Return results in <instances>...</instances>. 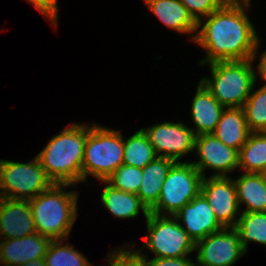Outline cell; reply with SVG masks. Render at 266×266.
I'll return each instance as SVG.
<instances>
[{
    "instance_id": "1",
    "label": "cell",
    "mask_w": 266,
    "mask_h": 266,
    "mask_svg": "<svg viewBox=\"0 0 266 266\" xmlns=\"http://www.w3.org/2000/svg\"><path fill=\"white\" fill-rule=\"evenodd\" d=\"M250 1L227 0L197 23L199 30L191 40L206 51L201 65L248 59L255 61L260 39L245 11L250 8Z\"/></svg>"
},
{
    "instance_id": "2",
    "label": "cell",
    "mask_w": 266,
    "mask_h": 266,
    "mask_svg": "<svg viewBox=\"0 0 266 266\" xmlns=\"http://www.w3.org/2000/svg\"><path fill=\"white\" fill-rule=\"evenodd\" d=\"M88 125L72 123L52 137L39 154L47 177L55 184L82 182V163Z\"/></svg>"
},
{
    "instance_id": "3",
    "label": "cell",
    "mask_w": 266,
    "mask_h": 266,
    "mask_svg": "<svg viewBox=\"0 0 266 266\" xmlns=\"http://www.w3.org/2000/svg\"><path fill=\"white\" fill-rule=\"evenodd\" d=\"M71 184L53 183L29 201L36 232L51 240H68L77 218L78 192L63 188Z\"/></svg>"
},
{
    "instance_id": "4",
    "label": "cell",
    "mask_w": 266,
    "mask_h": 266,
    "mask_svg": "<svg viewBox=\"0 0 266 266\" xmlns=\"http://www.w3.org/2000/svg\"><path fill=\"white\" fill-rule=\"evenodd\" d=\"M209 66L211 78L204 77L200 81L212 96L225 108L243 107L256 85L251 59L215 62Z\"/></svg>"
},
{
    "instance_id": "5",
    "label": "cell",
    "mask_w": 266,
    "mask_h": 266,
    "mask_svg": "<svg viewBox=\"0 0 266 266\" xmlns=\"http://www.w3.org/2000/svg\"><path fill=\"white\" fill-rule=\"evenodd\" d=\"M123 158V136L118 130L105 128L98 123L88 125L82 163V182H86L89 175L105 181L123 164Z\"/></svg>"
},
{
    "instance_id": "6",
    "label": "cell",
    "mask_w": 266,
    "mask_h": 266,
    "mask_svg": "<svg viewBox=\"0 0 266 266\" xmlns=\"http://www.w3.org/2000/svg\"><path fill=\"white\" fill-rule=\"evenodd\" d=\"M202 174L191 162H176L166 176L159 199L150 212L174 216L201 192Z\"/></svg>"
},
{
    "instance_id": "7",
    "label": "cell",
    "mask_w": 266,
    "mask_h": 266,
    "mask_svg": "<svg viewBox=\"0 0 266 266\" xmlns=\"http://www.w3.org/2000/svg\"><path fill=\"white\" fill-rule=\"evenodd\" d=\"M52 184L37 156L27 163L0 160V198L30 201Z\"/></svg>"
},
{
    "instance_id": "8",
    "label": "cell",
    "mask_w": 266,
    "mask_h": 266,
    "mask_svg": "<svg viewBox=\"0 0 266 266\" xmlns=\"http://www.w3.org/2000/svg\"><path fill=\"white\" fill-rule=\"evenodd\" d=\"M146 225L144 248L154 253V258H181L195 250L194 241L174 216L150 212Z\"/></svg>"
},
{
    "instance_id": "9",
    "label": "cell",
    "mask_w": 266,
    "mask_h": 266,
    "mask_svg": "<svg viewBox=\"0 0 266 266\" xmlns=\"http://www.w3.org/2000/svg\"><path fill=\"white\" fill-rule=\"evenodd\" d=\"M195 250V266H232L246 253L234 227L223 228L197 241Z\"/></svg>"
},
{
    "instance_id": "10",
    "label": "cell",
    "mask_w": 266,
    "mask_h": 266,
    "mask_svg": "<svg viewBox=\"0 0 266 266\" xmlns=\"http://www.w3.org/2000/svg\"><path fill=\"white\" fill-rule=\"evenodd\" d=\"M147 135L156 155L179 162L181 157L194 152L196 135L182 122H162L141 128Z\"/></svg>"
},
{
    "instance_id": "11",
    "label": "cell",
    "mask_w": 266,
    "mask_h": 266,
    "mask_svg": "<svg viewBox=\"0 0 266 266\" xmlns=\"http://www.w3.org/2000/svg\"><path fill=\"white\" fill-rule=\"evenodd\" d=\"M198 161L191 162L193 166L206 177V168L214 170L211 176H229V172L238 169L239 151L225 145L213 133L196 136L194 151Z\"/></svg>"
},
{
    "instance_id": "12",
    "label": "cell",
    "mask_w": 266,
    "mask_h": 266,
    "mask_svg": "<svg viewBox=\"0 0 266 266\" xmlns=\"http://www.w3.org/2000/svg\"><path fill=\"white\" fill-rule=\"evenodd\" d=\"M201 193L207 199L218 222L224 227H235L241 214L237 190L233 178L229 176L204 177ZM237 217V218H236Z\"/></svg>"
},
{
    "instance_id": "13",
    "label": "cell",
    "mask_w": 266,
    "mask_h": 266,
    "mask_svg": "<svg viewBox=\"0 0 266 266\" xmlns=\"http://www.w3.org/2000/svg\"><path fill=\"white\" fill-rule=\"evenodd\" d=\"M174 217L180 224L183 223L181 227L194 243L224 228L216 219L211 206L201 192L184 205Z\"/></svg>"
},
{
    "instance_id": "14",
    "label": "cell",
    "mask_w": 266,
    "mask_h": 266,
    "mask_svg": "<svg viewBox=\"0 0 266 266\" xmlns=\"http://www.w3.org/2000/svg\"><path fill=\"white\" fill-rule=\"evenodd\" d=\"M36 232L28 200L0 198V236L4 240Z\"/></svg>"
},
{
    "instance_id": "15",
    "label": "cell",
    "mask_w": 266,
    "mask_h": 266,
    "mask_svg": "<svg viewBox=\"0 0 266 266\" xmlns=\"http://www.w3.org/2000/svg\"><path fill=\"white\" fill-rule=\"evenodd\" d=\"M52 240L34 233L21 238L0 241V265L22 266L27 262L44 258Z\"/></svg>"
},
{
    "instance_id": "16",
    "label": "cell",
    "mask_w": 266,
    "mask_h": 266,
    "mask_svg": "<svg viewBox=\"0 0 266 266\" xmlns=\"http://www.w3.org/2000/svg\"><path fill=\"white\" fill-rule=\"evenodd\" d=\"M225 109L206 86L199 81L191 103V119L195 125L192 129L196 136L213 133Z\"/></svg>"
},
{
    "instance_id": "17",
    "label": "cell",
    "mask_w": 266,
    "mask_h": 266,
    "mask_svg": "<svg viewBox=\"0 0 266 266\" xmlns=\"http://www.w3.org/2000/svg\"><path fill=\"white\" fill-rule=\"evenodd\" d=\"M144 2L169 29L182 34L197 32V22L180 0H144Z\"/></svg>"
},
{
    "instance_id": "18",
    "label": "cell",
    "mask_w": 266,
    "mask_h": 266,
    "mask_svg": "<svg viewBox=\"0 0 266 266\" xmlns=\"http://www.w3.org/2000/svg\"><path fill=\"white\" fill-rule=\"evenodd\" d=\"M250 133L243 108L229 107L223 110L213 135L225 145L240 151Z\"/></svg>"
},
{
    "instance_id": "19",
    "label": "cell",
    "mask_w": 266,
    "mask_h": 266,
    "mask_svg": "<svg viewBox=\"0 0 266 266\" xmlns=\"http://www.w3.org/2000/svg\"><path fill=\"white\" fill-rule=\"evenodd\" d=\"M175 163L168 157L157 156L142 168L143 179L136 195L149 210L157 203L163 182Z\"/></svg>"
},
{
    "instance_id": "20",
    "label": "cell",
    "mask_w": 266,
    "mask_h": 266,
    "mask_svg": "<svg viewBox=\"0 0 266 266\" xmlns=\"http://www.w3.org/2000/svg\"><path fill=\"white\" fill-rule=\"evenodd\" d=\"M101 182L107 184L100 196L101 202L116 218H135L141 210L145 218H148L150 210L135 193L115 189L106 181Z\"/></svg>"
},
{
    "instance_id": "21",
    "label": "cell",
    "mask_w": 266,
    "mask_h": 266,
    "mask_svg": "<svg viewBox=\"0 0 266 266\" xmlns=\"http://www.w3.org/2000/svg\"><path fill=\"white\" fill-rule=\"evenodd\" d=\"M233 180L239 208L246 205L242 212H266V180L262 173L243 172Z\"/></svg>"
},
{
    "instance_id": "22",
    "label": "cell",
    "mask_w": 266,
    "mask_h": 266,
    "mask_svg": "<svg viewBox=\"0 0 266 266\" xmlns=\"http://www.w3.org/2000/svg\"><path fill=\"white\" fill-rule=\"evenodd\" d=\"M263 173L266 169V132H251L239 151L238 169Z\"/></svg>"
},
{
    "instance_id": "23",
    "label": "cell",
    "mask_w": 266,
    "mask_h": 266,
    "mask_svg": "<svg viewBox=\"0 0 266 266\" xmlns=\"http://www.w3.org/2000/svg\"><path fill=\"white\" fill-rule=\"evenodd\" d=\"M123 148L124 165L144 168L157 157L153 146L142 129H139L126 140L123 138Z\"/></svg>"
},
{
    "instance_id": "24",
    "label": "cell",
    "mask_w": 266,
    "mask_h": 266,
    "mask_svg": "<svg viewBox=\"0 0 266 266\" xmlns=\"http://www.w3.org/2000/svg\"><path fill=\"white\" fill-rule=\"evenodd\" d=\"M236 226L240 243L247 252L248 243L266 246V212H241Z\"/></svg>"
},
{
    "instance_id": "25",
    "label": "cell",
    "mask_w": 266,
    "mask_h": 266,
    "mask_svg": "<svg viewBox=\"0 0 266 266\" xmlns=\"http://www.w3.org/2000/svg\"><path fill=\"white\" fill-rule=\"evenodd\" d=\"M64 244V239L50 242L44 256L46 266H93L82 252L69 244Z\"/></svg>"
},
{
    "instance_id": "26",
    "label": "cell",
    "mask_w": 266,
    "mask_h": 266,
    "mask_svg": "<svg viewBox=\"0 0 266 266\" xmlns=\"http://www.w3.org/2000/svg\"><path fill=\"white\" fill-rule=\"evenodd\" d=\"M250 92L243 105L250 132H266V86Z\"/></svg>"
},
{
    "instance_id": "27",
    "label": "cell",
    "mask_w": 266,
    "mask_h": 266,
    "mask_svg": "<svg viewBox=\"0 0 266 266\" xmlns=\"http://www.w3.org/2000/svg\"><path fill=\"white\" fill-rule=\"evenodd\" d=\"M142 176V168L122 164L105 181L115 189L137 194Z\"/></svg>"
},
{
    "instance_id": "28",
    "label": "cell",
    "mask_w": 266,
    "mask_h": 266,
    "mask_svg": "<svg viewBox=\"0 0 266 266\" xmlns=\"http://www.w3.org/2000/svg\"><path fill=\"white\" fill-rule=\"evenodd\" d=\"M226 1L227 0H180L197 23L202 17L205 18L218 10Z\"/></svg>"
},
{
    "instance_id": "29",
    "label": "cell",
    "mask_w": 266,
    "mask_h": 266,
    "mask_svg": "<svg viewBox=\"0 0 266 266\" xmlns=\"http://www.w3.org/2000/svg\"><path fill=\"white\" fill-rule=\"evenodd\" d=\"M128 247L124 245L121 249L110 251L111 253L106 258L108 266H146L144 261L134 252L133 247L126 250L125 248Z\"/></svg>"
},
{
    "instance_id": "30",
    "label": "cell",
    "mask_w": 266,
    "mask_h": 266,
    "mask_svg": "<svg viewBox=\"0 0 266 266\" xmlns=\"http://www.w3.org/2000/svg\"><path fill=\"white\" fill-rule=\"evenodd\" d=\"M141 251V249H135L134 252L144 261L146 266H195V263L188 256L181 258H152L147 260L148 258Z\"/></svg>"
},
{
    "instance_id": "31",
    "label": "cell",
    "mask_w": 266,
    "mask_h": 266,
    "mask_svg": "<svg viewBox=\"0 0 266 266\" xmlns=\"http://www.w3.org/2000/svg\"><path fill=\"white\" fill-rule=\"evenodd\" d=\"M31 3L41 14L57 26L58 22V0H27Z\"/></svg>"
},
{
    "instance_id": "32",
    "label": "cell",
    "mask_w": 266,
    "mask_h": 266,
    "mask_svg": "<svg viewBox=\"0 0 266 266\" xmlns=\"http://www.w3.org/2000/svg\"><path fill=\"white\" fill-rule=\"evenodd\" d=\"M260 62L257 65V71L254 70V75H255V83L257 81V76L259 74L260 78L262 79V82H264L263 86H266V50L263 51V53L260 54Z\"/></svg>"
},
{
    "instance_id": "33",
    "label": "cell",
    "mask_w": 266,
    "mask_h": 266,
    "mask_svg": "<svg viewBox=\"0 0 266 266\" xmlns=\"http://www.w3.org/2000/svg\"><path fill=\"white\" fill-rule=\"evenodd\" d=\"M22 266H46L44 258H39L36 260H32L30 262L25 263Z\"/></svg>"
},
{
    "instance_id": "34",
    "label": "cell",
    "mask_w": 266,
    "mask_h": 266,
    "mask_svg": "<svg viewBox=\"0 0 266 266\" xmlns=\"http://www.w3.org/2000/svg\"><path fill=\"white\" fill-rule=\"evenodd\" d=\"M262 174H263V176H264V178L266 180V169H265V171Z\"/></svg>"
}]
</instances>
